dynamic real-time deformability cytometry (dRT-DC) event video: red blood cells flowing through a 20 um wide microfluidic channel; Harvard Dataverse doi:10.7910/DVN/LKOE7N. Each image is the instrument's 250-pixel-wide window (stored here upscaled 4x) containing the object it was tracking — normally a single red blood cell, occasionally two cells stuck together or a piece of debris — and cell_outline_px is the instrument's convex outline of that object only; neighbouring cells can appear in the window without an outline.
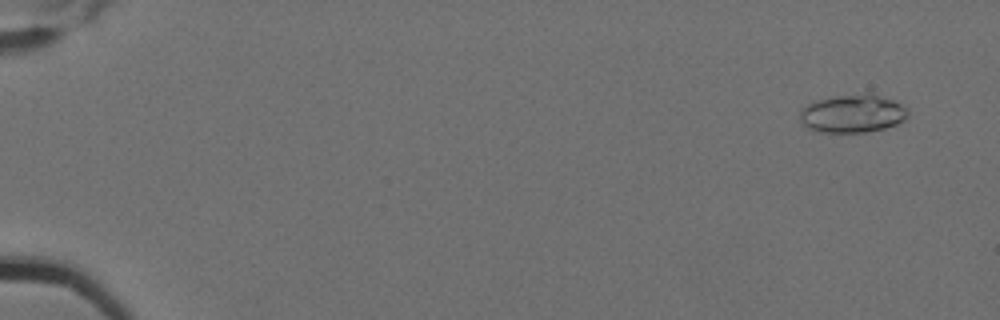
{"species": "Egyptian fruit bat (a non-hibernating species)", "species_latin": "Rousettus aegyptiacus", "temperature_condition": "cold", "stored_images_in_passage": 12, "camera_frame_rate_fps": 3000, "um_per_image_px": 0.085, "animal": {"sex": "female"}, "frame": {"image": 1, "passage_image": 1, "time_ms": 0.0, "image_size_px": [1000, 320], "cell_outline_px": [[908, 116], [904, 120], [896, 124], [884, 128], [864, 132], [820, 132], [808, 128], [800, 120], [800, 108], [816, 100], [836, 96], [868, 92], [872, 92], [892, 100], [908, 108]], "centroid_in_image_um": [72.48, 9.64], "position_along_channel_um": 12.5, "area_um2": 24.1}}
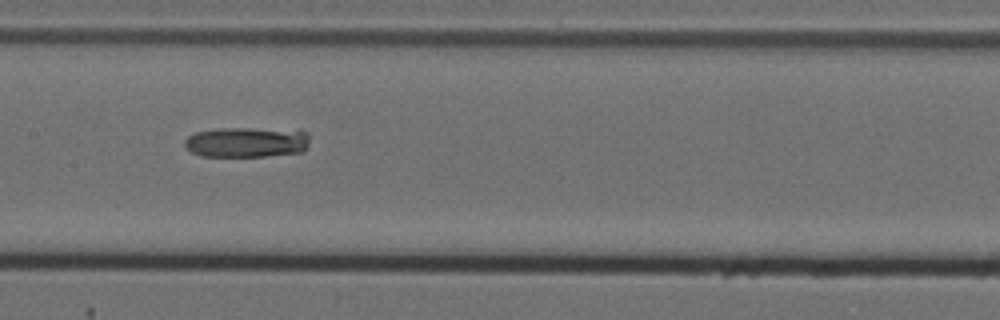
{"frame": {"image": 2, "passage_image": 8, "time_ms": 2.333, "image_size_px": [1000, 320], "cell_outline_px": [[308, 144], [304, 152], [264, 156], [200, 156], [192, 152], [184, 144], [184, 140], [188, 136], [196, 132], [220, 128], [300, 128], [308, 132]], "centroid_in_image_um": [21.05, 12.06], "position_along_channel_um": 186.3, "area_um2": 22.6}}
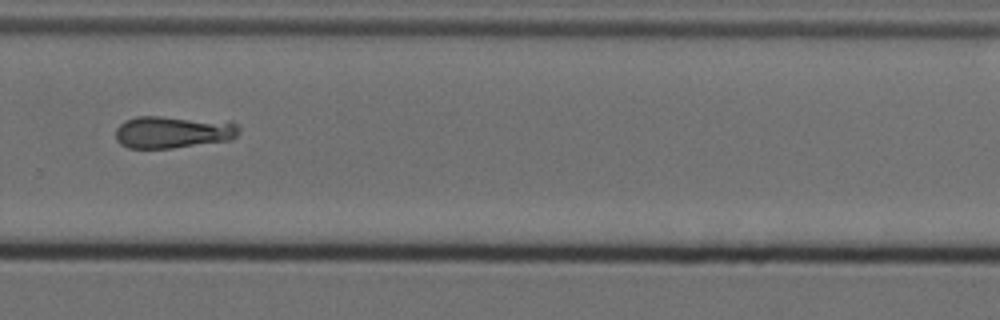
{"frame": {"image": 3, "passage_image": 11, "time_ms": 3.333, "image_size_px": [1000, 320], "cell_outline_px": [[240, 128], [236, 136], [232, 140], [172, 148], [128, 148], [120, 144], [116, 140], [116, 128], [124, 120], [136, 116], [160, 116], [232, 120]], "centroid_in_image_um": [14.74, 11.2], "position_along_channel_um": 315.1, "area_um2": 23.76}}